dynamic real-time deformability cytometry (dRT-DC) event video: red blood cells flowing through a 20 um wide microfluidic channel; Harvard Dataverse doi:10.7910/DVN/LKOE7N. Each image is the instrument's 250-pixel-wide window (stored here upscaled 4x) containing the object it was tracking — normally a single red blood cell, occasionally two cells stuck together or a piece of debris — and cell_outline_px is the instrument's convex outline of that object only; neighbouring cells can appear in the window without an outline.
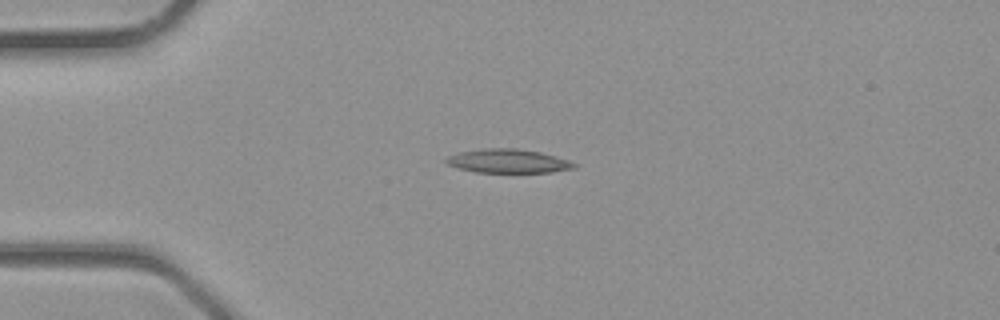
{"species": "common noctule bat (a hibernating species)", "species_latin": "Nyctalus noctula", "temperature_condition": "room temperature", "stored_images_in_passage": 1, "camera_frame_rate_fps": 3000, "um_per_image_px": 0.085, "animal": {"sex": "male", "body_mass_g": 23.1, "forearm_length_mm": 52.7}, "frame": {"image": 1, "passage_image": 1, "time_ms": 0.0, "image_size_px": [1000, 320], "cell_outline_px": [[580, 164], [576, 168], [552, 172], [476, 172], [460, 168], [448, 164], [444, 160], [448, 156], [460, 152], [484, 148], [516, 148], [540, 152], [568, 160]], "centroid_in_image_um": [43.23, 13.69], "position_along_channel_um": 41.8, "area_um2": 17.69}}